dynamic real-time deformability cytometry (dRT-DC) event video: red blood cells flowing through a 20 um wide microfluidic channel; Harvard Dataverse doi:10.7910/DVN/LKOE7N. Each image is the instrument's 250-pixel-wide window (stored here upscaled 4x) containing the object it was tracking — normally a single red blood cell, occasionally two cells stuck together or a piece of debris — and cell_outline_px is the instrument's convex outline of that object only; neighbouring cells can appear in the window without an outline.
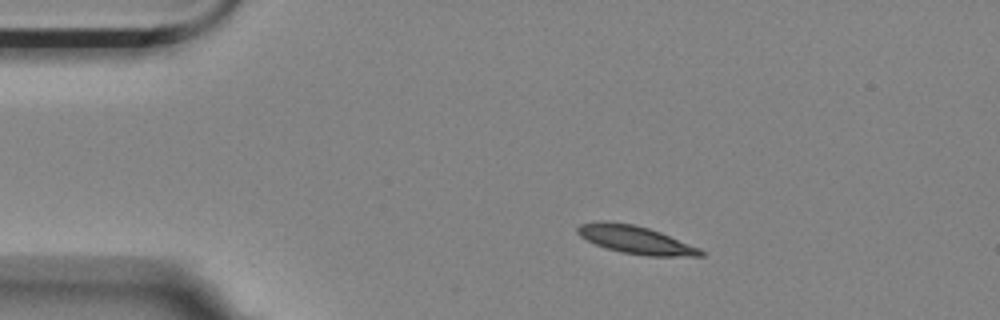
{"species": "Egyptian fruit bat (a non-hibernating species)", "species_latin": "Rousettus aegyptiacus", "temperature_condition": "room temperature", "stored_images_in_passage": 4, "camera_frame_rate_fps": 3000, "um_per_image_px": 0.085, "animal": {"sex": "female"}, "frame": {"image": 1, "passage_image": 1, "time_ms": 0.0, "image_size_px": [1000, 320], "cell_outline_px": [[704, 256], [648, 256], [620, 252], [596, 244], [580, 236], [576, 232], [576, 228], [580, 224], [600, 220], [632, 224], [648, 228], [660, 232], [700, 248], [704, 252]], "centroid_in_image_um": [54.01, 20.38], "position_along_channel_um": 31.0, "area_um2": 19.88}}
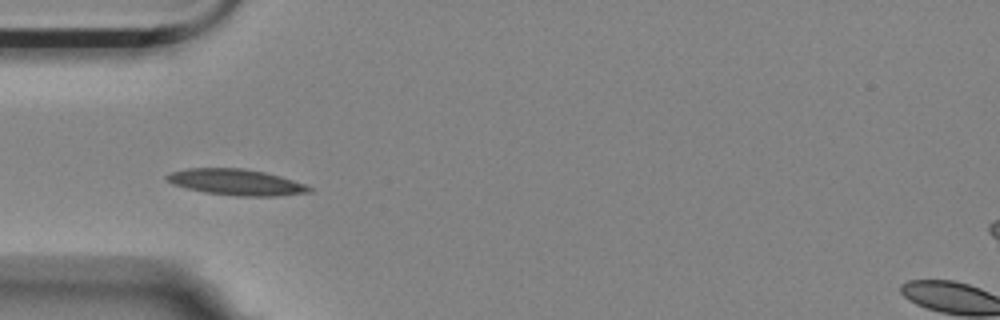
{"frame": {"image": 2, "passage_image": 3, "time_ms": 0.667, "image_size_px": [1000, 320], "cell_outline_px": [[312, 192], [276, 196], [236, 196], [204, 192], [172, 184], [164, 180], [164, 176], [172, 172], [188, 168], [244, 168], [264, 172], [280, 176], [304, 184], [312, 188]], "centroid_in_image_um": [20.05, 15.48], "position_along_channel_um": 65.0, "area_um2": 21.62}}
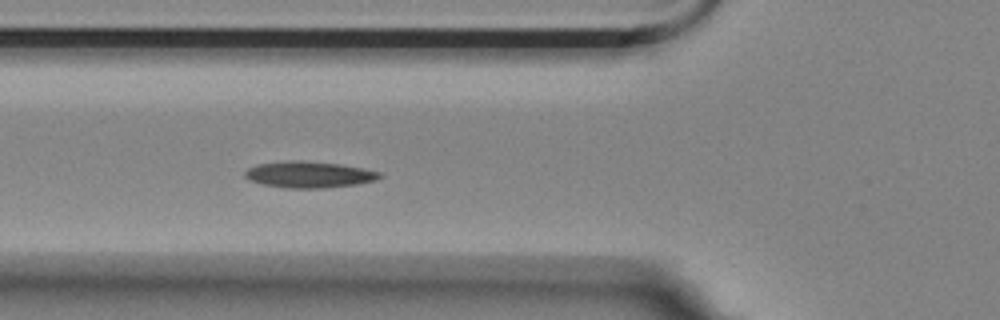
{"frame": {"image": 3, "passage_image": 4, "time_ms": 1.0, "image_size_px": [1000, 320], "cell_outline_px": [[384, 176], [376, 180], [356, 184], [320, 188], [288, 188], [264, 184], [248, 180], [244, 176], [244, 172], [248, 168], [256, 164], [288, 160], [300, 160], [340, 164], [364, 168], [380, 172]], "centroid_in_image_um": [26.26, 14.82], "position_along_channel_um": 99.5, "area_um2": 20.75}}